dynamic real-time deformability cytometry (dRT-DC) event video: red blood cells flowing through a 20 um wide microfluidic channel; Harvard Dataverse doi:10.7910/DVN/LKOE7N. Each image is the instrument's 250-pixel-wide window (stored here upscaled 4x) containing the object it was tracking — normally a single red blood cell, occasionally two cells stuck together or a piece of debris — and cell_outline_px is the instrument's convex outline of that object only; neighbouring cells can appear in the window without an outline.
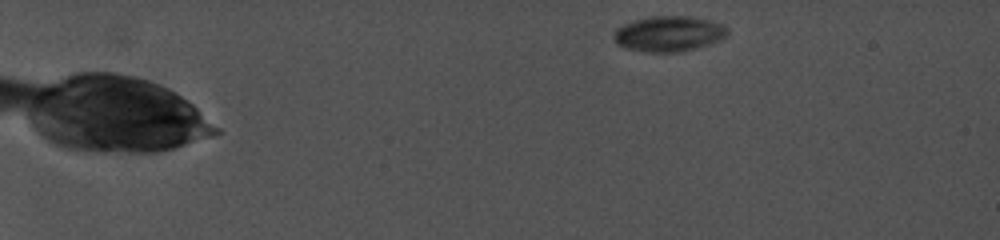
{"species": "common noctule bat (a hibernating species)", "species_latin": "Nyctalus noctula", "temperature_condition": "cold", "stored_images_in_passage": 18, "camera_frame_rate_fps": 5000, "um_per_image_px": 0.085, "animal": {"sex": "female", "body_mass_g": 19.0, "forearm_length_mm": 56.7}, "frame": {"image": 1, "passage_image": 1, "time_ms": 0.0, "image_size_px": [1000, 240], "cell_outline_px": [[728, 36], [720, 40], [708, 44], [676, 52], [648, 52], [624, 48], [616, 44], [612, 36], [616, 28], [624, 24], [648, 16], [688, 16], [708, 20], [724, 24], [728, 28]], "centroid_in_image_um": [56.83, 2.86], "position_along_channel_um": 28.2, "area_um2": 23.52}}
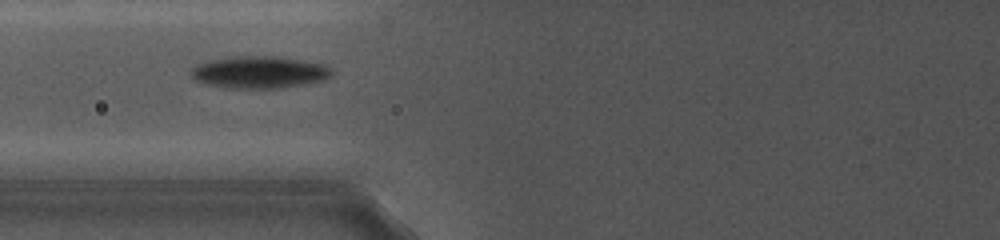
{"frame": {"image": 2, "passage_image": 9, "time_ms": 6.4, "image_size_px": [1000, 240], "cell_outline_px": [[332, 76], [324, 80], [276, 88], [224, 88], [204, 84], [196, 80], [188, 72], [196, 64], [204, 60], [236, 56], [276, 56], [304, 60], [324, 64], [332, 72]], "centroid_in_image_um": [21.96, 6.13], "position_along_channel_um": 103.8, "area_um2": 26.53}}
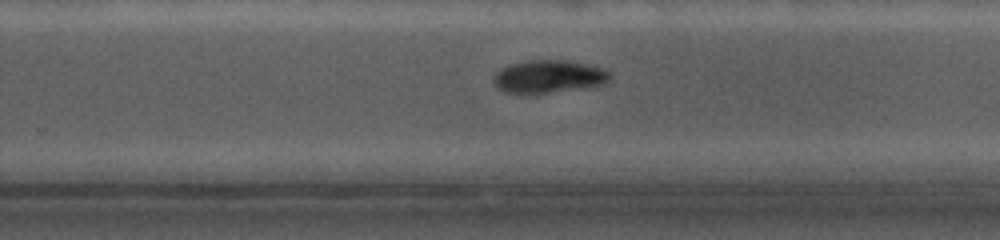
{"frame": {"image": 3, "passage_image": 17, "time_ms": 11.0, "image_size_px": [1000, 240], "cell_outline_px": [[612, 76], [604, 84], [592, 88], [548, 92], [504, 92], [492, 80], [496, 72], [512, 64], [528, 60], [564, 60], [588, 64], [604, 68]], "centroid_in_image_um": [46.73, 6.5], "position_along_channel_um": 283.1, "area_um2": 22.02}}